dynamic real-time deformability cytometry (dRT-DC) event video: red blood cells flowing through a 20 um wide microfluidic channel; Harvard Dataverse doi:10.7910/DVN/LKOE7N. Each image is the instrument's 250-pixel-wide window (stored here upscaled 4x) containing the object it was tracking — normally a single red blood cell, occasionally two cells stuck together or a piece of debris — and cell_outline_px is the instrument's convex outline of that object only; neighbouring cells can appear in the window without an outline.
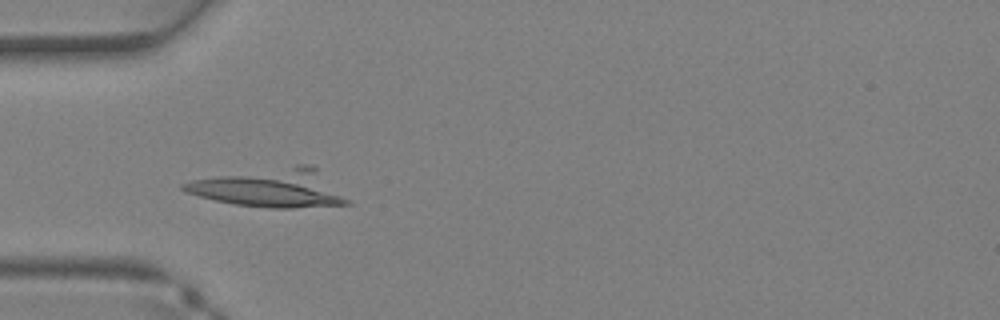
{"species": "Egyptian fruit bat (a non-hibernating species)", "species_latin": "Rousettus aegyptiacus", "temperature_condition": "warm", "stored_images_in_passage": 25, "camera_frame_rate_fps": 3000, "um_per_image_px": 0.085, "animal": {"sex": "female"}, "frame": {"image": 1, "passage_image": 1, "time_ms": 0.0, "image_size_px": [1000, 320], "cell_outline_px": [[352, 204], [292, 208], [272, 208], [236, 204], [216, 200], [184, 192], [180, 188], [180, 184], [192, 180], [296, 164], [308, 164], [316, 168]], "centroid_in_image_um": [22.99, 15.99], "position_along_channel_um": 62.0, "area_um2": 35.72}}
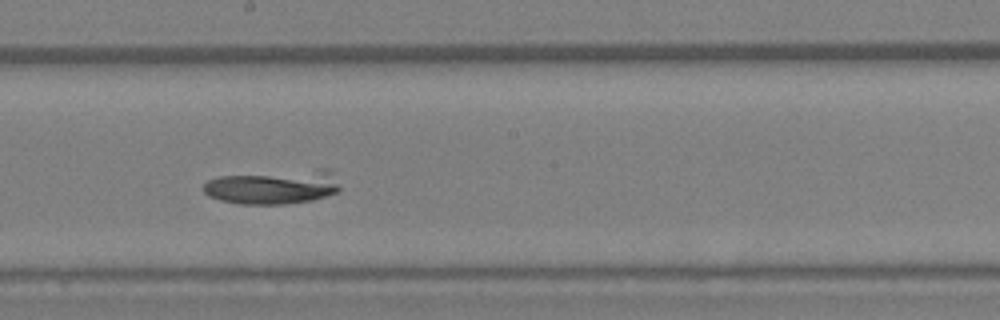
{"frame": {"image": 2, "passage_image": 10, "time_ms": 3.0, "image_size_px": [1000, 320], "cell_outline_px": [[340, 192], [312, 200], [288, 204], [240, 204], [220, 200], [208, 196], [204, 192], [204, 184], [208, 180], [220, 176], [316, 168], [332, 168], [340, 188]], "centroid_in_image_um": [23.29, 15.87], "position_along_channel_um": 224.9, "area_um2": 27.69}}
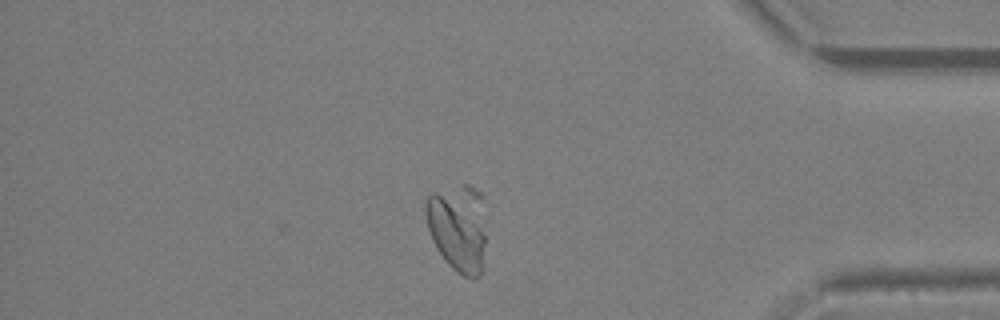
{"frame": {"image": 3, "passage_image": 21, "time_ms": 6.667, "image_size_px": [1000, 320], "cell_outline_px": [[484, 244], [480, 276], [472, 280], [464, 276], [452, 268], [448, 264], [436, 248], [432, 240], [428, 228], [424, 212], [424, 204], [428, 196], [432, 192], [436, 192], [472, 224], [484, 236]], "centroid_in_image_um": [38.63, 20.13], "position_along_channel_um": 396.6, "area_um2": 22.31}}